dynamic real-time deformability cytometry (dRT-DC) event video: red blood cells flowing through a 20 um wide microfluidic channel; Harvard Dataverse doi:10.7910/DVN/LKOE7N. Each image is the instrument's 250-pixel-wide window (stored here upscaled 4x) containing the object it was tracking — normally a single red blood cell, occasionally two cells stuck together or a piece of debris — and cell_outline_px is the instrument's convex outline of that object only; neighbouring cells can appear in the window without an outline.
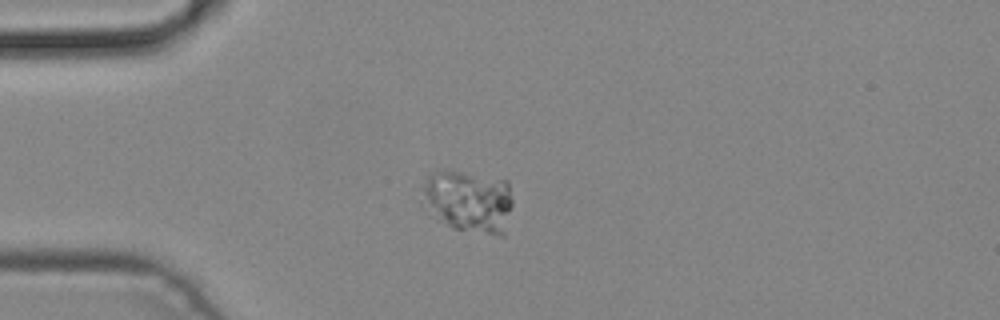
{"species": "common noctule bat (a hibernating species)", "species_latin": "Nyctalus noctula", "temperature_condition": "cold", "stored_images_in_passage": 4, "camera_frame_rate_fps": 3000, "um_per_image_px": 0.085, "animal": {"sex": "male", "body_mass_g": 19.2, "forearm_length_mm": 51.8}, "frame": {"image": 1, "passage_image": 2, "time_ms": 0.333, "image_size_px": [1000, 320], "cell_outline_px": [[512, 204], [504, 236], [500, 236], [452, 228], [420, 204], [424, 184], [428, 176], [432, 172], [440, 168], [444, 168], [508, 180], [512, 200]], "centroid_in_image_um": [39.82, 17.07], "position_along_channel_um": 45.2, "area_um2": 33.47}}
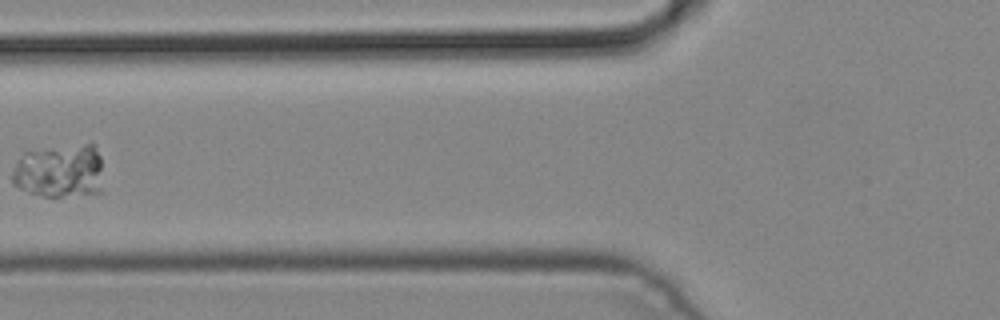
{"frame": {"image": 2, "passage_image": 4, "time_ms": 1.0, "image_size_px": [1000, 320], "cell_outline_px": [[104, 192], [60, 196], [44, 196], [28, 192], [12, 184], [12, 172], [16, 164], [24, 152], [52, 148], [84, 144], [92, 144], [100, 156]], "centroid_in_image_um": [5.1, 14.56], "position_along_channel_um": 120.7, "area_um2": 28.38}}